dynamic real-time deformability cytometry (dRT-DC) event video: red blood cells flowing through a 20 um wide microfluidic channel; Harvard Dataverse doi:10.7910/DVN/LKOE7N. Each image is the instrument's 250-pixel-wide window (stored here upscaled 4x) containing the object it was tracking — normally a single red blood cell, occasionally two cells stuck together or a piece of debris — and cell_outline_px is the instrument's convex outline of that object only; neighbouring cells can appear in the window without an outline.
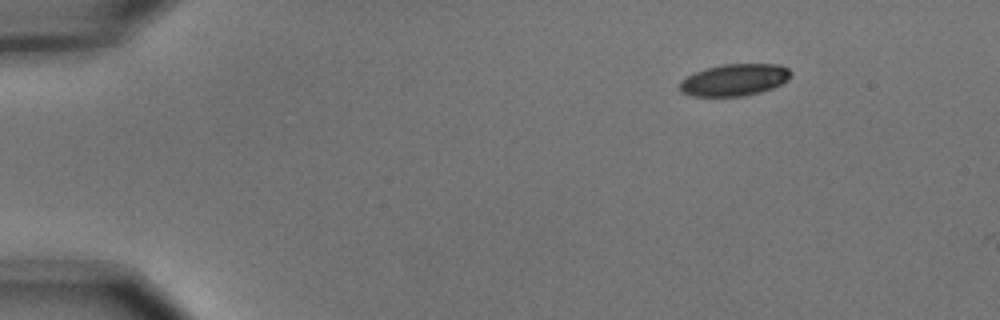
{"species": "common noctule bat (a hibernating species)", "species_latin": "Nyctalus noctula", "temperature_condition": "cold", "stored_images_in_passage": 4, "camera_frame_rate_fps": 3000, "um_per_image_px": 0.085, "animal": {"sex": "male", "body_mass_g": 15.6}, "frame": {"image": 1, "passage_image": 1, "time_ms": 0.0, "image_size_px": [1000, 320], "cell_outline_px": [[792, 72], [788, 80], [772, 88], [760, 92], [744, 96], [692, 96], [680, 92], [680, 80], [692, 72], [704, 68], [724, 64], [780, 64], [788, 68]], "centroid_in_image_um": [62.4, 6.78], "position_along_channel_um": 22.6, "area_um2": 20.87}}
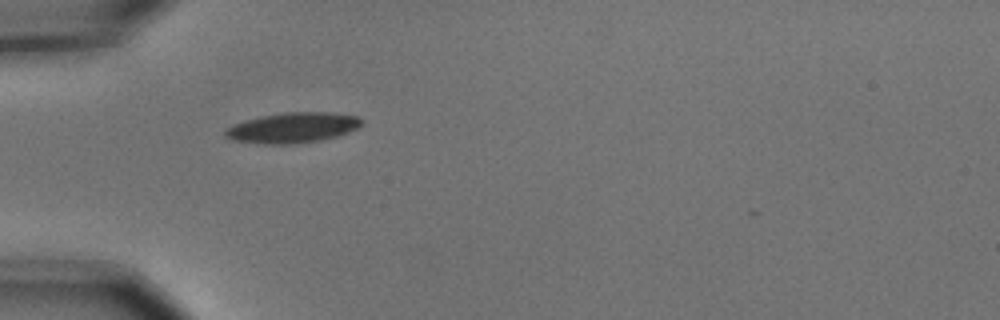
{"frame": {"image": 2, "passage_image": 3, "time_ms": 0.667, "image_size_px": [1000, 320], "cell_outline_px": [[360, 124], [356, 128], [336, 136], [320, 140], [288, 144], [264, 144], [236, 140], [224, 136], [224, 132], [228, 128], [244, 120], [284, 112], [328, 112], [360, 116]], "centroid_in_image_um": [24.87, 10.85], "position_along_channel_um": 60.1, "area_um2": 23.58}}
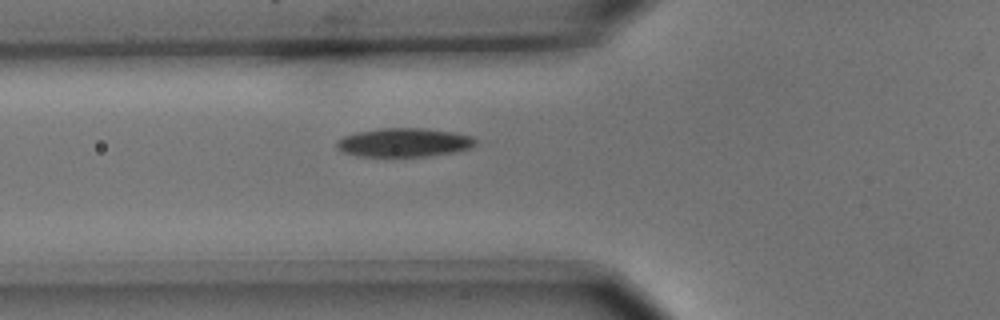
{"frame": {"image": 3, "passage_image": 4, "time_ms": 1.0, "image_size_px": [1000, 320], "cell_outline_px": [[476, 144], [472, 148], [452, 152], [428, 156], [356, 156], [340, 152], [336, 148], [336, 140], [344, 136], [356, 132], [380, 128], [424, 128], [452, 132], [472, 136], [476, 140]], "centroid_in_image_um": [34.3, 12.11], "position_along_channel_um": 91.5, "area_um2": 23.41}}